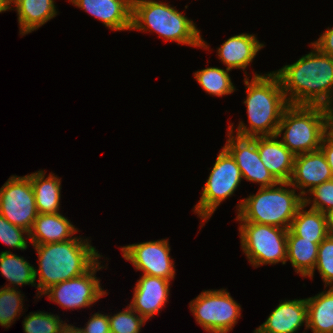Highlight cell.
Segmentation results:
<instances>
[{"mask_svg": "<svg viewBox=\"0 0 333 333\" xmlns=\"http://www.w3.org/2000/svg\"><path fill=\"white\" fill-rule=\"evenodd\" d=\"M34 269L23 257L12 254L10 251L0 253V271L7 281L14 286L29 285L36 286Z\"/></svg>", "mask_w": 333, "mask_h": 333, "instance_id": "484cf974", "label": "cell"}, {"mask_svg": "<svg viewBox=\"0 0 333 333\" xmlns=\"http://www.w3.org/2000/svg\"><path fill=\"white\" fill-rule=\"evenodd\" d=\"M262 47L264 44L256 36L242 33L227 39L217 52L228 70L236 68L244 71Z\"/></svg>", "mask_w": 333, "mask_h": 333, "instance_id": "d6986e66", "label": "cell"}, {"mask_svg": "<svg viewBox=\"0 0 333 333\" xmlns=\"http://www.w3.org/2000/svg\"><path fill=\"white\" fill-rule=\"evenodd\" d=\"M38 214L30 178L10 176L0 188V215L30 232Z\"/></svg>", "mask_w": 333, "mask_h": 333, "instance_id": "30bf717a", "label": "cell"}, {"mask_svg": "<svg viewBox=\"0 0 333 333\" xmlns=\"http://www.w3.org/2000/svg\"><path fill=\"white\" fill-rule=\"evenodd\" d=\"M228 140L224 148L240 168L242 178L260 183V188L275 186L279 181L264 166L256 145V137L234 135L233 125L228 127Z\"/></svg>", "mask_w": 333, "mask_h": 333, "instance_id": "4fadbf2b", "label": "cell"}, {"mask_svg": "<svg viewBox=\"0 0 333 333\" xmlns=\"http://www.w3.org/2000/svg\"><path fill=\"white\" fill-rule=\"evenodd\" d=\"M244 83L247 89L244 104L250 127L241 121L236 134L252 138L276 135L282 114L289 105L278 75L274 71L264 75L255 73L251 81L245 75Z\"/></svg>", "mask_w": 333, "mask_h": 333, "instance_id": "3957f363", "label": "cell"}, {"mask_svg": "<svg viewBox=\"0 0 333 333\" xmlns=\"http://www.w3.org/2000/svg\"><path fill=\"white\" fill-rule=\"evenodd\" d=\"M61 333H82L78 327L67 324Z\"/></svg>", "mask_w": 333, "mask_h": 333, "instance_id": "74e56055", "label": "cell"}, {"mask_svg": "<svg viewBox=\"0 0 333 333\" xmlns=\"http://www.w3.org/2000/svg\"><path fill=\"white\" fill-rule=\"evenodd\" d=\"M196 24L175 7L155 0H132L131 30L154 31L166 41L207 49Z\"/></svg>", "mask_w": 333, "mask_h": 333, "instance_id": "277c9868", "label": "cell"}, {"mask_svg": "<svg viewBox=\"0 0 333 333\" xmlns=\"http://www.w3.org/2000/svg\"><path fill=\"white\" fill-rule=\"evenodd\" d=\"M13 10L10 4V0H0V13L7 10Z\"/></svg>", "mask_w": 333, "mask_h": 333, "instance_id": "f35d334b", "label": "cell"}, {"mask_svg": "<svg viewBox=\"0 0 333 333\" xmlns=\"http://www.w3.org/2000/svg\"><path fill=\"white\" fill-rule=\"evenodd\" d=\"M58 315L45 312L30 313L23 321L25 333H61L67 325Z\"/></svg>", "mask_w": 333, "mask_h": 333, "instance_id": "f1b7e54d", "label": "cell"}, {"mask_svg": "<svg viewBox=\"0 0 333 333\" xmlns=\"http://www.w3.org/2000/svg\"><path fill=\"white\" fill-rule=\"evenodd\" d=\"M308 193L314 198L310 200V197L309 199L304 197L305 206L311 204L312 201L311 209L318 210L324 214L333 209V179L314 187Z\"/></svg>", "mask_w": 333, "mask_h": 333, "instance_id": "1f68e13d", "label": "cell"}, {"mask_svg": "<svg viewBox=\"0 0 333 333\" xmlns=\"http://www.w3.org/2000/svg\"><path fill=\"white\" fill-rule=\"evenodd\" d=\"M10 4L15 5L22 35L31 33L57 15L54 0H10Z\"/></svg>", "mask_w": 333, "mask_h": 333, "instance_id": "44dd1931", "label": "cell"}, {"mask_svg": "<svg viewBox=\"0 0 333 333\" xmlns=\"http://www.w3.org/2000/svg\"><path fill=\"white\" fill-rule=\"evenodd\" d=\"M123 257L143 271L142 275H150L173 280L175 265L170 257L168 240L147 241L121 247Z\"/></svg>", "mask_w": 333, "mask_h": 333, "instance_id": "7c38bea8", "label": "cell"}, {"mask_svg": "<svg viewBox=\"0 0 333 333\" xmlns=\"http://www.w3.org/2000/svg\"><path fill=\"white\" fill-rule=\"evenodd\" d=\"M77 228L60 213L38 214L29 232L32 245L64 242L73 239Z\"/></svg>", "mask_w": 333, "mask_h": 333, "instance_id": "ffe728a7", "label": "cell"}, {"mask_svg": "<svg viewBox=\"0 0 333 333\" xmlns=\"http://www.w3.org/2000/svg\"><path fill=\"white\" fill-rule=\"evenodd\" d=\"M289 186V182H279L275 186L259 188L255 195L240 201L236 220L289 229L304 204V197L296 194L295 188L287 189Z\"/></svg>", "mask_w": 333, "mask_h": 333, "instance_id": "5b68a950", "label": "cell"}, {"mask_svg": "<svg viewBox=\"0 0 333 333\" xmlns=\"http://www.w3.org/2000/svg\"><path fill=\"white\" fill-rule=\"evenodd\" d=\"M82 333H111L109 315L95 313L87 322L85 328H79Z\"/></svg>", "mask_w": 333, "mask_h": 333, "instance_id": "836d02e7", "label": "cell"}, {"mask_svg": "<svg viewBox=\"0 0 333 333\" xmlns=\"http://www.w3.org/2000/svg\"><path fill=\"white\" fill-rule=\"evenodd\" d=\"M330 109L319 105L289 104L284 110L276 136L285 130L281 142L295 155L320 149L329 132Z\"/></svg>", "mask_w": 333, "mask_h": 333, "instance_id": "8992f818", "label": "cell"}, {"mask_svg": "<svg viewBox=\"0 0 333 333\" xmlns=\"http://www.w3.org/2000/svg\"><path fill=\"white\" fill-rule=\"evenodd\" d=\"M229 71L218 67H207L196 71L194 78L210 95L222 96L233 93L236 89L229 76Z\"/></svg>", "mask_w": 333, "mask_h": 333, "instance_id": "4316f807", "label": "cell"}, {"mask_svg": "<svg viewBox=\"0 0 333 333\" xmlns=\"http://www.w3.org/2000/svg\"><path fill=\"white\" fill-rule=\"evenodd\" d=\"M277 138L276 135L256 137L257 149L268 171L279 182H289L295 155Z\"/></svg>", "mask_w": 333, "mask_h": 333, "instance_id": "ac0fdd59", "label": "cell"}, {"mask_svg": "<svg viewBox=\"0 0 333 333\" xmlns=\"http://www.w3.org/2000/svg\"><path fill=\"white\" fill-rule=\"evenodd\" d=\"M329 133L333 136V115L329 117Z\"/></svg>", "mask_w": 333, "mask_h": 333, "instance_id": "ab89813d", "label": "cell"}, {"mask_svg": "<svg viewBox=\"0 0 333 333\" xmlns=\"http://www.w3.org/2000/svg\"><path fill=\"white\" fill-rule=\"evenodd\" d=\"M328 235L333 237V209L326 213Z\"/></svg>", "mask_w": 333, "mask_h": 333, "instance_id": "8d00e7d4", "label": "cell"}, {"mask_svg": "<svg viewBox=\"0 0 333 333\" xmlns=\"http://www.w3.org/2000/svg\"><path fill=\"white\" fill-rule=\"evenodd\" d=\"M196 322L209 333H227L241 316V306L226 289L205 290L189 304Z\"/></svg>", "mask_w": 333, "mask_h": 333, "instance_id": "9c48e42d", "label": "cell"}, {"mask_svg": "<svg viewBox=\"0 0 333 333\" xmlns=\"http://www.w3.org/2000/svg\"><path fill=\"white\" fill-rule=\"evenodd\" d=\"M35 195V202L39 214L59 213L61 198V179L50 173L45 178V172L39 170L27 175Z\"/></svg>", "mask_w": 333, "mask_h": 333, "instance_id": "7402d4cb", "label": "cell"}, {"mask_svg": "<svg viewBox=\"0 0 333 333\" xmlns=\"http://www.w3.org/2000/svg\"><path fill=\"white\" fill-rule=\"evenodd\" d=\"M29 238V231L11 224L4 216L0 215V240L7 246L26 250L28 245L24 234Z\"/></svg>", "mask_w": 333, "mask_h": 333, "instance_id": "d6a6232c", "label": "cell"}, {"mask_svg": "<svg viewBox=\"0 0 333 333\" xmlns=\"http://www.w3.org/2000/svg\"><path fill=\"white\" fill-rule=\"evenodd\" d=\"M305 207L303 204L298 209L289 230L301 238L321 243L328 236L326 214L311 208L304 210Z\"/></svg>", "mask_w": 333, "mask_h": 333, "instance_id": "d4e9b609", "label": "cell"}, {"mask_svg": "<svg viewBox=\"0 0 333 333\" xmlns=\"http://www.w3.org/2000/svg\"><path fill=\"white\" fill-rule=\"evenodd\" d=\"M307 329L313 333H333V287L306 298Z\"/></svg>", "mask_w": 333, "mask_h": 333, "instance_id": "cb8c5ba5", "label": "cell"}, {"mask_svg": "<svg viewBox=\"0 0 333 333\" xmlns=\"http://www.w3.org/2000/svg\"><path fill=\"white\" fill-rule=\"evenodd\" d=\"M305 323L307 329L306 299L280 301L266 321L253 333H295Z\"/></svg>", "mask_w": 333, "mask_h": 333, "instance_id": "e0dca14e", "label": "cell"}, {"mask_svg": "<svg viewBox=\"0 0 333 333\" xmlns=\"http://www.w3.org/2000/svg\"><path fill=\"white\" fill-rule=\"evenodd\" d=\"M320 149L333 173V136L329 132L324 136Z\"/></svg>", "mask_w": 333, "mask_h": 333, "instance_id": "d590c367", "label": "cell"}, {"mask_svg": "<svg viewBox=\"0 0 333 333\" xmlns=\"http://www.w3.org/2000/svg\"><path fill=\"white\" fill-rule=\"evenodd\" d=\"M321 53L333 58V28H329L321 34L315 42H311Z\"/></svg>", "mask_w": 333, "mask_h": 333, "instance_id": "e575fe53", "label": "cell"}, {"mask_svg": "<svg viewBox=\"0 0 333 333\" xmlns=\"http://www.w3.org/2000/svg\"><path fill=\"white\" fill-rule=\"evenodd\" d=\"M240 168L234 158L223 147L217 156L201 198L194 206V212L206 222L222 201L231 197L242 180Z\"/></svg>", "mask_w": 333, "mask_h": 333, "instance_id": "ba28073f", "label": "cell"}, {"mask_svg": "<svg viewBox=\"0 0 333 333\" xmlns=\"http://www.w3.org/2000/svg\"><path fill=\"white\" fill-rule=\"evenodd\" d=\"M98 261L83 275L50 286L42 295H47L50 301L59 304L64 309L85 308L97 302L106 295L102 290L96 272L102 269Z\"/></svg>", "mask_w": 333, "mask_h": 333, "instance_id": "8fae6325", "label": "cell"}, {"mask_svg": "<svg viewBox=\"0 0 333 333\" xmlns=\"http://www.w3.org/2000/svg\"><path fill=\"white\" fill-rule=\"evenodd\" d=\"M320 243L307 240L294 235L289 229L287 233V258L290 260L295 272L302 277L312 279L318 257V247Z\"/></svg>", "mask_w": 333, "mask_h": 333, "instance_id": "603a6c76", "label": "cell"}, {"mask_svg": "<svg viewBox=\"0 0 333 333\" xmlns=\"http://www.w3.org/2000/svg\"><path fill=\"white\" fill-rule=\"evenodd\" d=\"M111 333H139L146 320L130 306L122 312L109 315Z\"/></svg>", "mask_w": 333, "mask_h": 333, "instance_id": "f546056e", "label": "cell"}, {"mask_svg": "<svg viewBox=\"0 0 333 333\" xmlns=\"http://www.w3.org/2000/svg\"><path fill=\"white\" fill-rule=\"evenodd\" d=\"M241 248L251 265L286 264L287 233L273 225L241 222L239 227Z\"/></svg>", "mask_w": 333, "mask_h": 333, "instance_id": "52a82bcc", "label": "cell"}, {"mask_svg": "<svg viewBox=\"0 0 333 333\" xmlns=\"http://www.w3.org/2000/svg\"><path fill=\"white\" fill-rule=\"evenodd\" d=\"M88 239L75 238L33 245L38 254L39 269H34L37 291L40 295L50 286L79 277L89 271L102 256L90 245Z\"/></svg>", "mask_w": 333, "mask_h": 333, "instance_id": "7a4b0ae2", "label": "cell"}, {"mask_svg": "<svg viewBox=\"0 0 333 333\" xmlns=\"http://www.w3.org/2000/svg\"><path fill=\"white\" fill-rule=\"evenodd\" d=\"M332 179L333 173L321 149L295 156L289 183L292 188L302 190L299 193L303 197L314 187Z\"/></svg>", "mask_w": 333, "mask_h": 333, "instance_id": "5bb4252c", "label": "cell"}, {"mask_svg": "<svg viewBox=\"0 0 333 333\" xmlns=\"http://www.w3.org/2000/svg\"><path fill=\"white\" fill-rule=\"evenodd\" d=\"M330 115H333V108L330 109Z\"/></svg>", "mask_w": 333, "mask_h": 333, "instance_id": "60d3db41", "label": "cell"}, {"mask_svg": "<svg viewBox=\"0 0 333 333\" xmlns=\"http://www.w3.org/2000/svg\"><path fill=\"white\" fill-rule=\"evenodd\" d=\"M169 287L170 280L143 275L136 283L129 306L147 321L166 305Z\"/></svg>", "mask_w": 333, "mask_h": 333, "instance_id": "9a60e30c", "label": "cell"}, {"mask_svg": "<svg viewBox=\"0 0 333 333\" xmlns=\"http://www.w3.org/2000/svg\"><path fill=\"white\" fill-rule=\"evenodd\" d=\"M319 271L325 287H333V237L327 236L318 247V257L315 268Z\"/></svg>", "mask_w": 333, "mask_h": 333, "instance_id": "4dcf8cb0", "label": "cell"}, {"mask_svg": "<svg viewBox=\"0 0 333 333\" xmlns=\"http://www.w3.org/2000/svg\"><path fill=\"white\" fill-rule=\"evenodd\" d=\"M115 31L131 30L132 0H69Z\"/></svg>", "mask_w": 333, "mask_h": 333, "instance_id": "2e32d148", "label": "cell"}, {"mask_svg": "<svg viewBox=\"0 0 333 333\" xmlns=\"http://www.w3.org/2000/svg\"><path fill=\"white\" fill-rule=\"evenodd\" d=\"M312 52L275 71L286 100L293 105L333 108V58L314 45ZM288 96V97H287Z\"/></svg>", "mask_w": 333, "mask_h": 333, "instance_id": "6da1fadb", "label": "cell"}, {"mask_svg": "<svg viewBox=\"0 0 333 333\" xmlns=\"http://www.w3.org/2000/svg\"><path fill=\"white\" fill-rule=\"evenodd\" d=\"M5 286L0 289V325L8 329L16 317L21 315L23 294L17 288H11V284Z\"/></svg>", "mask_w": 333, "mask_h": 333, "instance_id": "83f0119b", "label": "cell"}]
</instances>
